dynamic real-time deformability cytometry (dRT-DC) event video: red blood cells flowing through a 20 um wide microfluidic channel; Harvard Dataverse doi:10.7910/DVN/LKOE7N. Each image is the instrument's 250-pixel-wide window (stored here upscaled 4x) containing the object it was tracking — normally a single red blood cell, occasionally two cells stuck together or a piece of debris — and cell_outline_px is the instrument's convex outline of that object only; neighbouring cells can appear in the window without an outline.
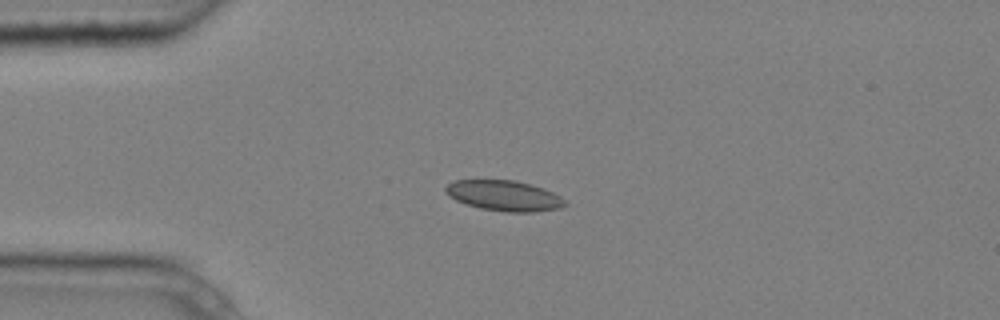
{"species": "common noctule bat (a hibernating species)", "species_latin": "Nyctalus noctula", "temperature_condition": "cold", "stored_images_in_passage": 7, "camera_frame_rate_fps": 3000, "um_per_image_px": 0.085, "animal": {"sex": "male", "body_mass_g": 20.4}, "frame": {"image": 1, "passage_image": 3, "time_ms": 0.667, "image_size_px": [1000, 320], "cell_outline_px": [[568, 204], [560, 208], [532, 212], [504, 212], [480, 208], [456, 200], [448, 196], [444, 192], [444, 188], [448, 184], [456, 180], [516, 180], [544, 188], [560, 196]], "centroid_in_image_um": [42.85, 16.63], "position_along_channel_um": 42.2, "area_um2": 21.21}}
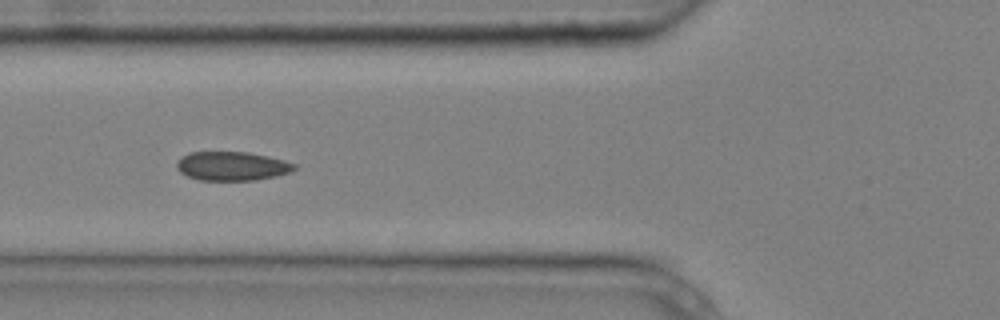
{"frame": {"image": 2, "passage_image": 5, "time_ms": 1.333, "image_size_px": [1000, 320], "cell_outline_px": [[296, 168], [292, 172], [276, 176], [256, 180], [200, 180], [188, 176], [180, 172], [176, 168], [176, 164], [180, 156], [188, 152], [248, 152], [268, 156], [284, 160], [296, 164]], "centroid_in_image_um": [19.72, 14.11], "position_along_channel_um": 106.1, "area_um2": 20.0}}
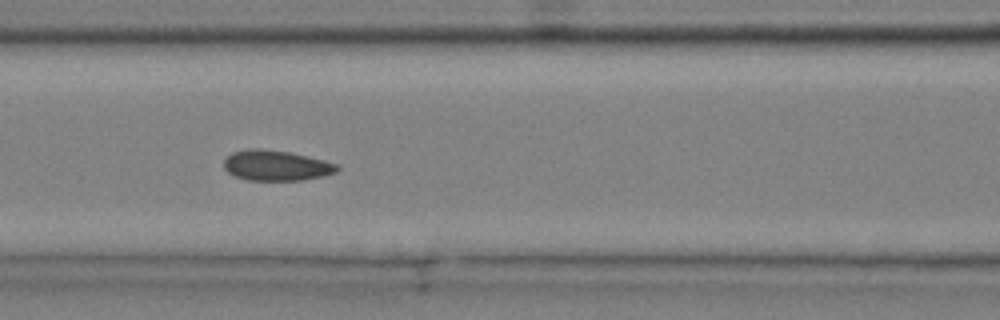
{"frame": {"image": 3, "passage_image": 6, "time_ms": 1.667, "image_size_px": [1000, 320], "cell_outline_px": [[340, 168], [336, 172], [324, 176], [300, 180], [248, 180], [236, 176], [228, 172], [224, 168], [224, 160], [232, 152], [248, 148], [260, 148], [288, 152], [324, 160], [340, 164]], "centroid_in_image_um": [23.49, 14.06], "position_along_channel_um": 143.1, "area_um2": 20.06}}